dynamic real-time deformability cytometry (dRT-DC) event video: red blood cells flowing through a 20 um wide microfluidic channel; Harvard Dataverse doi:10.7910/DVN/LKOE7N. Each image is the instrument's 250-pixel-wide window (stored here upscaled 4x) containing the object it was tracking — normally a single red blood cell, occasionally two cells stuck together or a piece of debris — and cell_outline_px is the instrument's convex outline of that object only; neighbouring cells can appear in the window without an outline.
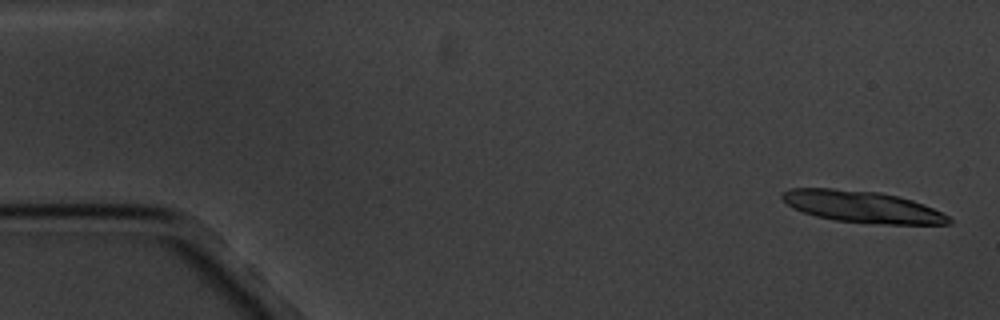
{"species": "common noctule bat (a hibernating species)", "species_latin": "Nyctalus noctula", "temperature_condition": "cold", "stored_images_in_passage": 11, "segment_of_instrument_passage": [1, 2], "camera_frame_rate_fps": 3000, "um_per_image_px": 0.085, "animal": {"sex": "male", "body_mass_g": 20.1, "forearm_length_mm": 53.5}, "frame": {"image": 1, "passage_image": 1, "time_ms": 0.0, "image_size_px": [1000, 320], "cell_outline_px": [[952, 224], [884, 224], [836, 220], [816, 216], [792, 208], [780, 196], [780, 192], [788, 188], [832, 188], [880, 192], [912, 200], [924, 204], [948, 216], [952, 220]], "centroid_in_image_um": [73.26, 17.56], "position_along_channel_um": 11.7, "area_um2": 30.63}}